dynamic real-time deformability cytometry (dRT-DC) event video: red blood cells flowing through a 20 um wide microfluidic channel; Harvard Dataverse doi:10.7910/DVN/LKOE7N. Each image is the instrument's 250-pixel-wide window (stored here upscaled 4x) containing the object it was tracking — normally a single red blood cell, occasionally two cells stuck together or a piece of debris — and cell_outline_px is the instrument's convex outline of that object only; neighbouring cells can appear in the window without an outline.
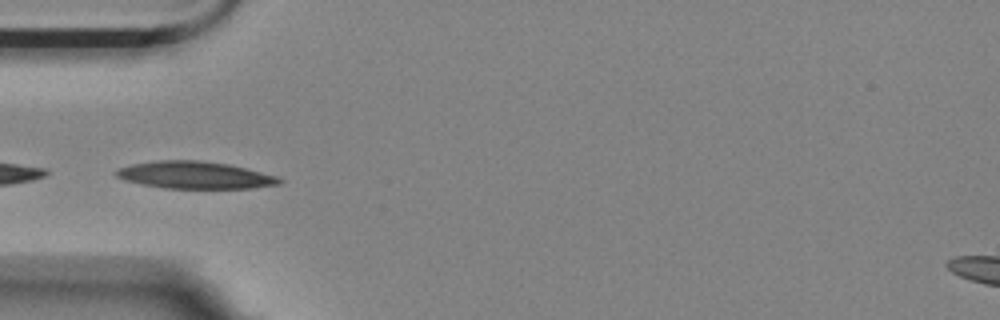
{"species": "Egyptian fruit bat (a non-hibernating species)", "species_latin": "Rousettus aegyptiacus", "temperature_condition": "room temperature", "stored_images_in_passage": 11, "camera_frame_rate_fps": 3000, "um_per_image_px": 0.085, "animal": {"sex": "female"}, "frame": {"image": 1, "passage_image": 7, "time_ms": 2.0, "image_size_px": [1000, 320], "cell_outline_px": [[284, 180], [280, 184], [252, 188], [164, 188], [140, 184], [124, 180], [116, 176], [116, 172], [120, 168], [132, 164], [156, 160], [196, 160], [228, 164], [280, 176]], "centroid_in_image_um": [16.6, 14.88], "position_along_channel_um": 68.4, "area_um2": 25.89}}